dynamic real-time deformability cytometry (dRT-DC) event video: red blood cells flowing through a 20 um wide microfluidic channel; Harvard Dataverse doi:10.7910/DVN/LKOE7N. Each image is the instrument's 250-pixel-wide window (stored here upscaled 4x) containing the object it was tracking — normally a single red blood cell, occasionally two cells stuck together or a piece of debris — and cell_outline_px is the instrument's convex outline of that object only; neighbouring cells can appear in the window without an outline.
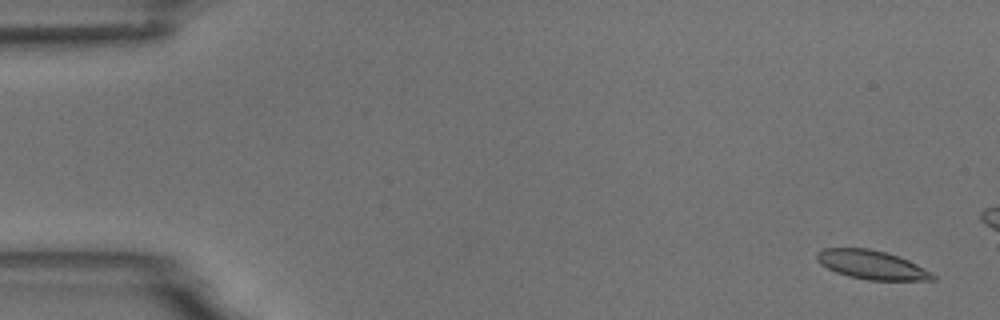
{"species": "common noctule bat (a hibernating species)", "species_latin": "Nyctalus noctula", "temperature_condition": "room temperature", "stored_images_in_passage": 5, "camera_frame_rate_fps": 3000, "um_per_image_px": 0.085, "animal": {"sex": "male", "body_mass_g": 18.8}, "frame": {"image": 1, "passage_image": 1, "time_ms": 0.0, "image_size_px": [1000, 320], "cell_outline_px": [[936, 280], [868, 280], [848, 276], [836, 272], [820, 264], [816, 260], [816, 252], [824, 248], [868, 248], [884, 252], [908, 260], [932, 272], [936, 276]], "centroid_in_image_um": [74.08, 22.51], "position_along_channel_um": 10.9, "area_um2": 19.42}}